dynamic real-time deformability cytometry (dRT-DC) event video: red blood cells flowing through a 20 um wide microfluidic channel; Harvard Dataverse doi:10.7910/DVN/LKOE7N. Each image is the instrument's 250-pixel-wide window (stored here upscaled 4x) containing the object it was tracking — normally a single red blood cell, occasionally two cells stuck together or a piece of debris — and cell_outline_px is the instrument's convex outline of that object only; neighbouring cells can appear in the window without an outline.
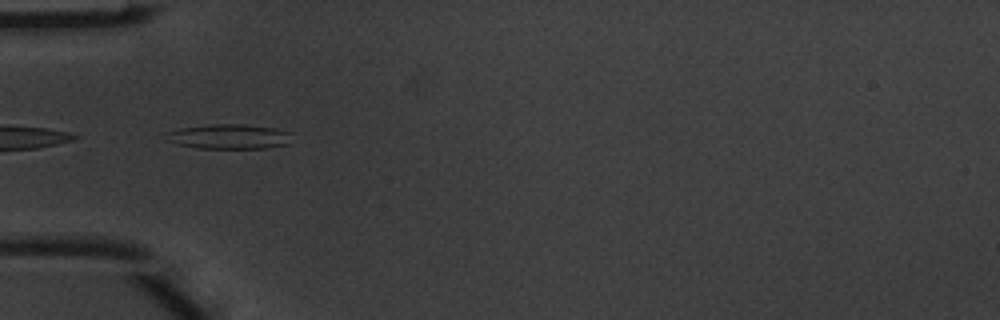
{"species": "common noctule bat (a hibernating species)", "species_latin": "Nyctalus noctula", "temperature_condition": "warm", "stored_images_in_passage": 2, "camera_frame_rate_fps": 3000, "um_per_image_px": 0.085, "animal": {"sex": "male", "body_mass_g": 20.1, "forearm_length_mm": 53.5}, "frame": {"image": 1, "passage_image": 1, "time_ms": 0.0, "image_size_px": [1000, 320], "cell_outline_px": [[292, 132], [288, 144], [268, 148], [196, 148], [176, 144], [168, 140], [164, 132], [180, 128], [208, 124], [244, 124], [276, 128]], "centroid_in_image_um": [19.47, 11.6], "position_along_channel_um": 65.5, "area_um2": 18.38}}